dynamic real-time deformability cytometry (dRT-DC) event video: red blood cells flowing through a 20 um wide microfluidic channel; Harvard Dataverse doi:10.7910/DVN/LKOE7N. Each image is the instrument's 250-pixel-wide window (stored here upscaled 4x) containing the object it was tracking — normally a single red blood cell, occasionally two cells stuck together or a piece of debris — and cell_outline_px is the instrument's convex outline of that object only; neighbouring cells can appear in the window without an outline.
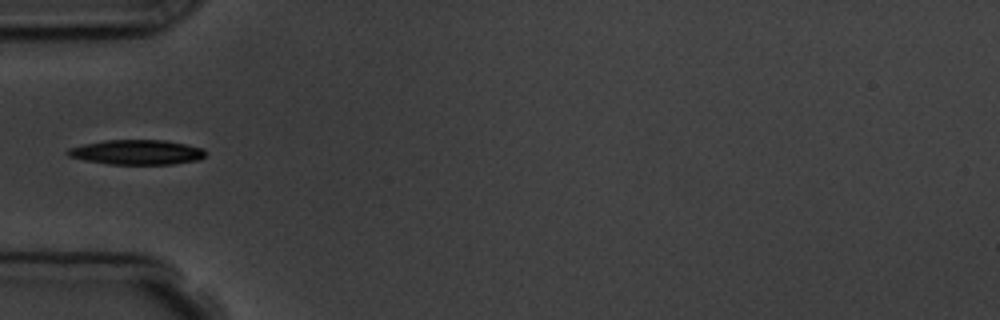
{"species": "common noctule bat (a hibernating species)", "species_latin": "Nyctalus noctula", "temperature_condition": "room temperature", "stored_images_in_passage": 8, "camera_frame_rate_fps": 3000, "um_per_image_px": 0.085, "animal": {"sex": "male", "body_mass_g": 19.5, "forearm_length_mm": 54.6}, "frame": {"image": 1, "passage_image": 5, "time_ms": 5.333, "image_size_px": [1000, 320], "cell_outline_px": [[204, 156], [200, 160], [172, 164], [108, 164], [84, 160], [68, 156], [64, 152], [68, 148], [84, 144], [104, 140], [164, 140], [204, 148]], "centroid_in_image_um": [11.59, 12.94], "position_along_channel_um": 73.4, "area_um2": 19.94}}